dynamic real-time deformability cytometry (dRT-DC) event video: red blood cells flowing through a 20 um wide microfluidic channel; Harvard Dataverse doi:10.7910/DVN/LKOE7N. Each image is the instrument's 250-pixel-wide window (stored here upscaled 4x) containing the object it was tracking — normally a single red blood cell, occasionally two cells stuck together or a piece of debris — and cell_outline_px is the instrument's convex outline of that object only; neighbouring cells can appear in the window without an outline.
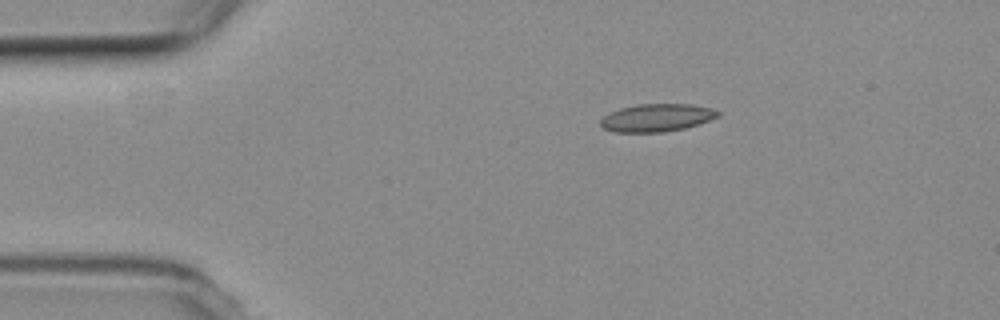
{"species": "common noctule bat (a hibernating species)", "species_latin": "Nyctalus noctula", "temperature_condition": "room temperature", "stored_images_in_passage": 3, "camera_frame_rate_fps": 3000, "um_per_image_px": 0.085, "animal": {"sex": "female", "body_mass_g": 19.3, "forearm_length_mm": 54.1}, "frame": {"image": 1, "passage_image": 2, "time_ms": 1.667, "image_size_px": [1000, 320], "cell_outline_px": [[720, 116], [684, 128], [664, 132], [616, 132], [604, 128], [600, 124], [600, 120], [608, 112], [620, 108], [636, 104], [692, 104], [712, 108], [720, 112]], "centroid_in_image_um": [55.81, 9.99], "position_along_channel_um": 29.2, "area_um2": 18.96}}